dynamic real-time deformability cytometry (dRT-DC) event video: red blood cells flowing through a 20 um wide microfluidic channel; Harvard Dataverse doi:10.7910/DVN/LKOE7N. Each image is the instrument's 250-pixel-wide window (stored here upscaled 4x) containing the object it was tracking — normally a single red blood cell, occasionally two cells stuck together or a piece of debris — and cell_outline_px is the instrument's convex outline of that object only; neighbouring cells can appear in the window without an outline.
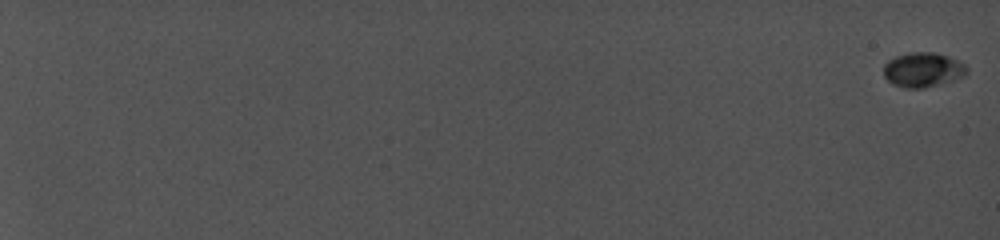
{"species": "common noctule bat (a hibernating species)", "species_latin": "Nyctalus noctula", "temperature_condition": "cold", "stored_images_in_passage": 17, "camera_frame_rate_fps": 5000, "um_per_image_px": 0.085, "animal": {"sex": "female", "body_mass_g": 19.0, "forearm_length_mm": 56.7}, "frame": {"image": 1, "passage_image": 1, "time_ms": 0.0, "image_size_px": [1000, 240], "cell_outline_px": [[968, 72], [964, 76], [940, 84], [924, 88], [904, 88], [892, 84], [884, 76], [884, 64], [888, 60], [896, 56], [912, 52], [936, 52], [948, 56], [964, 64], [968, 68]], "centroid_in_image_um": [78.44, 5.93], "position_along_channel_um": 6.6, "area_um2": 16.82}}
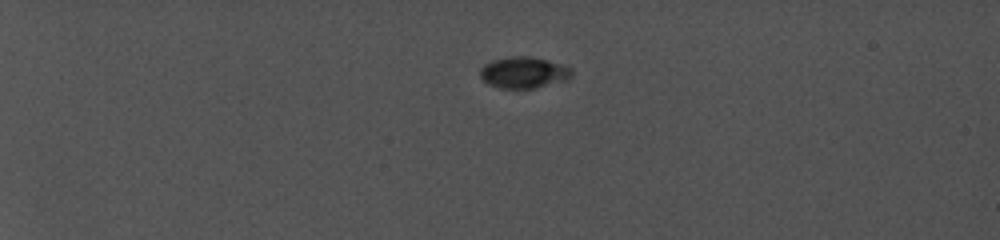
{"frame": {"image": 2, "passage_image": 10, "time_ms": 6.2, "image_size_px": [1000, 240], "cell_outline_px": [[572, 76], [568, 80], [536, 88], [500, 88], [488, 84], [480, 76], [480, 68], [484, 64], [492, 60], [508, 56], [528, 56], [560, 64], [572, 68]], "centroid_in_image_um": [44.51, 6.17], "position_along_channel_um": 40.5, "area_um2": 16.76}}
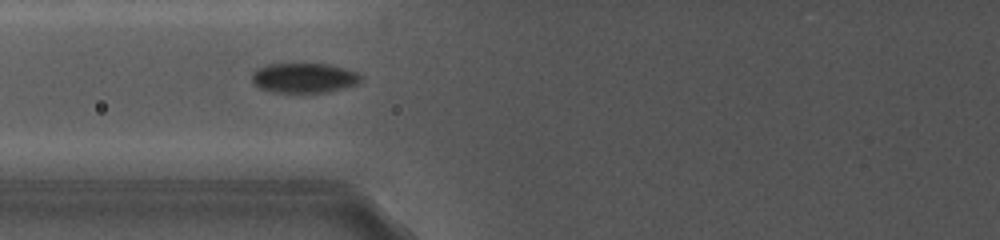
{"frame": {"image": 3, "passage_image": 16, "time_ms": 10.6, "image_size_px": [1000, 240], "cell_outline_px": [[364, 80], [356, 84], [324, 92], [272, 92], [260, 88], [252, 84], [252, 72], [256, 68], [264, 64], [300, 60], [328, 64], [344, 68], [356, 72], [364, 76]], "centroid_in_image_um": [25.78, 6.55], "position_along_channel_um": 100.0, "area_um2": 19.94}}